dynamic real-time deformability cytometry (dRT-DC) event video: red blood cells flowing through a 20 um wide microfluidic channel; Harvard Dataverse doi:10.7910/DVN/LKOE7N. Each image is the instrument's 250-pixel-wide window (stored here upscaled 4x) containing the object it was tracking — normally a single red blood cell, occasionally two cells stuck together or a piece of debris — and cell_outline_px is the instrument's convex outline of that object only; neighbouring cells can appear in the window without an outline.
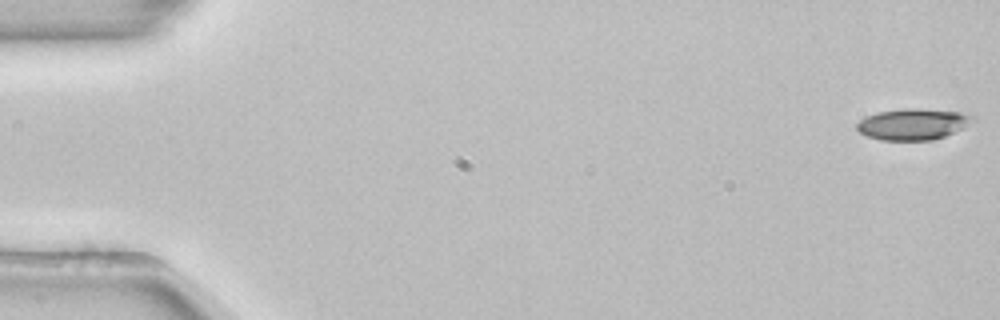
{"species": "common noctule bat (a hibernating species)", "species_latin": "Nyctalus noctula", "temperature_condition": "room temperature", "stored_images_in_passage": 48, "camera_frame_rate_fps": 3000, "um_per_image_px": 0.085, "animal": {"sex": "female", "body_mass_g": 22.7, "forearm_length_mm": 54.2}, "frame": {"image": 1, "passage_image": 1, "time_ms": 0.0, "image_size_px": [1000, 320], "cell_outline_px": [[976, 120], [964, 128], [944, 136], [932, 140], [880, 140], [868, 136], [860, 132], [856, 128], [856, 124], [860, 120], [876, 112], [904, 108], [916, 108], [960, 112], [972, 116]], "centroid_in_image_um": [77.6, 10.55], "position_along_channel_um": 7.4, "area_um2": 21.04}}
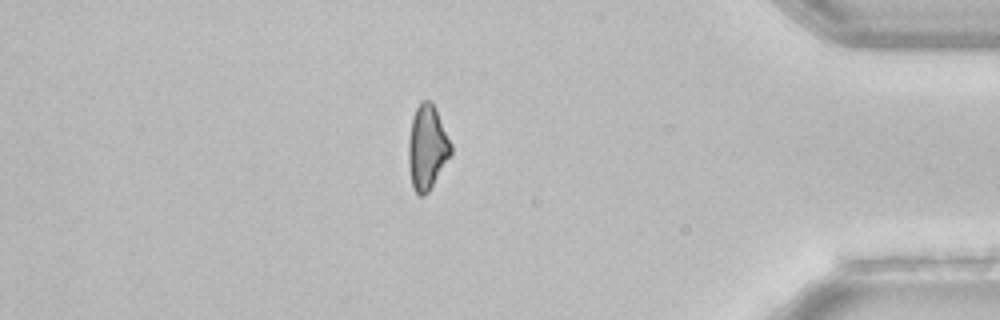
{"frame": {"image": 2, "passage_image": 46, "time_ms": 15.0, "image_size_px": [1000, 320], "cell_outline_px": [[452, 152], [428, 192], [424, 196], [420, 196], [412, 188], [408, 164], [408, 140], [412, 116], [420, 100], [432, 100], [436, 108], [452, 144]], "centroid_in_image_um": [36.29, 12.49], "position_along_channel_um": 398.9, "area_um2": 21.1}}